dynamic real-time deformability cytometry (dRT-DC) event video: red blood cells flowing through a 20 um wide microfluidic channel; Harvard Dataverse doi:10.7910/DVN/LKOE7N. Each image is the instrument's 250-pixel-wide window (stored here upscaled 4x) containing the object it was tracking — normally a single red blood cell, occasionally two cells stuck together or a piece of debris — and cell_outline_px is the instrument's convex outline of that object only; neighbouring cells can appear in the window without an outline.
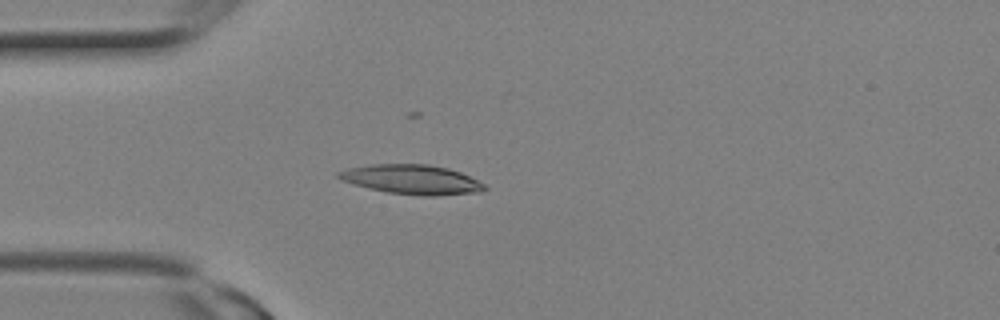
{"species": "Egyptian fruit bat (a non-hibernating species)", "species_latin": "Rousettus aegyptiacus", "temperature_condition": "room temperature", "stored_images_in_passage": 3, "camera_frame_rate_fps": 3000, "um_per_image_px": 0.085, "animal": {"sex": "female"}, "frame": {"image": 1, "passage_image": 1, "time_ms": 0.0, "image_size_px": [1000, 320], "cell_outline_px": [[488, 188], [480, 192], [436, 196], [420, 196], [388, 192], [368, 188], [344, 180], [336, 176], [336, 172], [348, 168], [372, 164], [428, 164], [448, 168], [460, 172], [484, 184]], "centroid_in_image_um": [35.02, 15.26], "position_along_channel_um": 50.0, "area_um2": 24.97}}
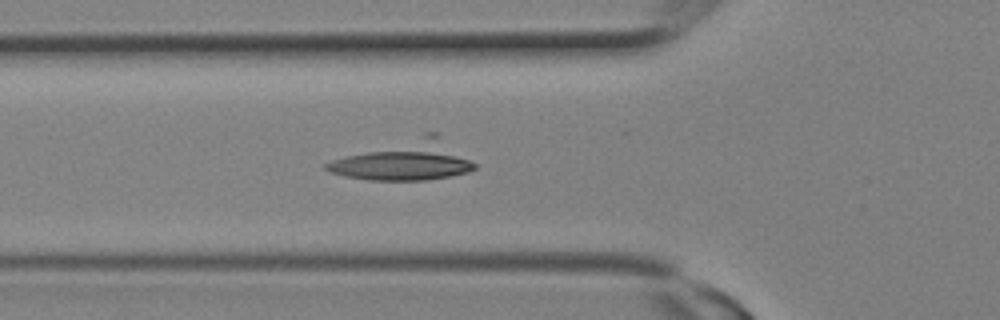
{"frame": {"image": 2, "passage_image": 3, "time_ms": 0.667, "image_size_px": [1000, 320], "cell_outline_px": [[476, 168], [468, 172], [428, 180], [368, 180], [344, 176], [328, 172], [324, 168], [324, 164], [332, 160], [424, 132], [436, 132], [476, 164]], "centroid_in_image_um": [34.4, 13.64], "position_along_channel_um": 91.4, "area_um2": 33.99}}